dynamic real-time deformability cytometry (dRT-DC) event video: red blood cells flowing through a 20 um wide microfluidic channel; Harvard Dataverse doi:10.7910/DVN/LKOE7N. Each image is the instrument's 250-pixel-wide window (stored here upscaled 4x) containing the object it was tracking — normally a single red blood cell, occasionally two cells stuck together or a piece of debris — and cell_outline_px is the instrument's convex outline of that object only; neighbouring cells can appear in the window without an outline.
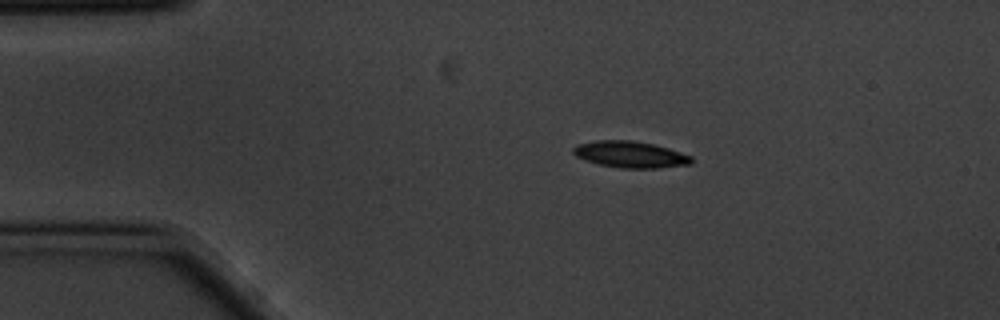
{"species": "common noctule bat (a hibernating species)", "species_latin": "Nyctalus noctula", "temperature_condition": "cold", "stored_images_in_passage": 13, "camera_frame_rate_fps": 3000, "um_per_image_px": 0.085, "animal": {"sex": "male", "body_mass_g": 20.1, "forearm_length_mm": 53.5}, "frame": {"image": 1, "passage_image": 1, "time_ms": 0.0, "image_size_px": [1000, 320], "cell_outline_px": [[692, 164], [660, 168], [620, 168], [600, 164], [576, 156], [572, 152], [572, 148], [576, 144], [596, 140], [632, 140], [652, 144], [668, 148], [692, 156]], "centroid_in_image_um": [53.58, 13.12], "position_along_channel_um": 31.4, "area_um2": 18.21}}
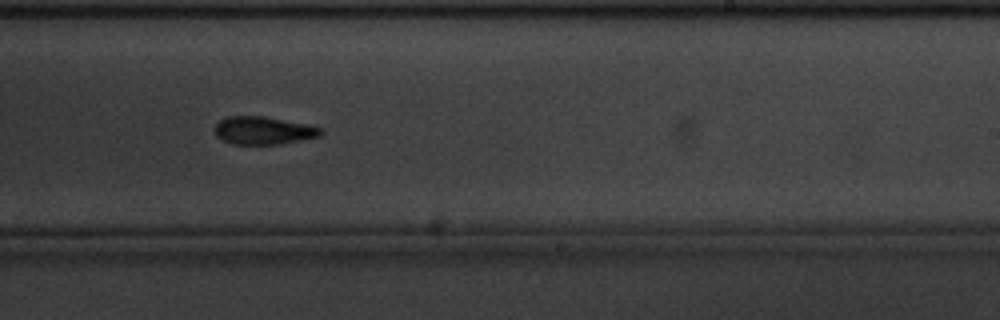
{"frame": {"image": 2, "passage_image": 8, "time_ms": 2.333, "image_size_px": [1000, 320], "cell_outline_px": [[320, 136], [300, 140], [276, 144], [232, 144], [216, 136], [212, 128], [220, 120], [228, 116], [264, 116], [304, 124], [320, 128]], "centroid_in_image_um": [22.29, 11.09], "position_along_channel_um": 266.7, "area_um2": 16.94}}
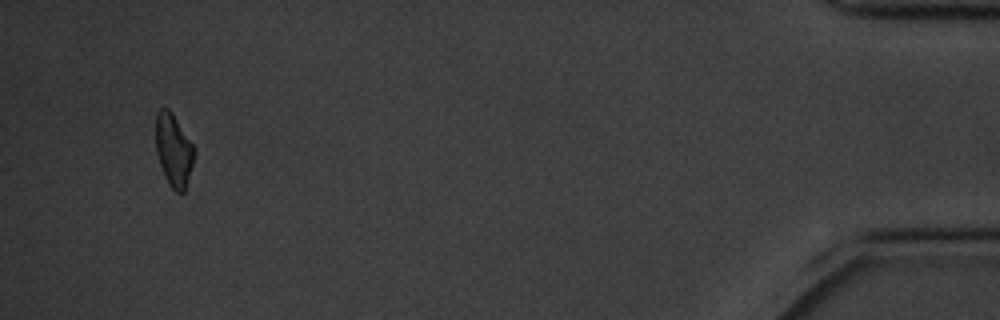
{"frame": {"image": 3, "passage_image": 13, "time_ms": 4.0, "image_size_px": [1000, 320], "cell_outline_px": [[196, 152], [184, 192], [176, 192], [168, 184], [164, 176], [156, 152], [156, 112], [160, 108], [168, 108], [172, 112], [192, 144]], "centroid_in_image_um": [14.75, 12.76], "position_along_channel_um": 420.5, "area_um2": 16.18}}